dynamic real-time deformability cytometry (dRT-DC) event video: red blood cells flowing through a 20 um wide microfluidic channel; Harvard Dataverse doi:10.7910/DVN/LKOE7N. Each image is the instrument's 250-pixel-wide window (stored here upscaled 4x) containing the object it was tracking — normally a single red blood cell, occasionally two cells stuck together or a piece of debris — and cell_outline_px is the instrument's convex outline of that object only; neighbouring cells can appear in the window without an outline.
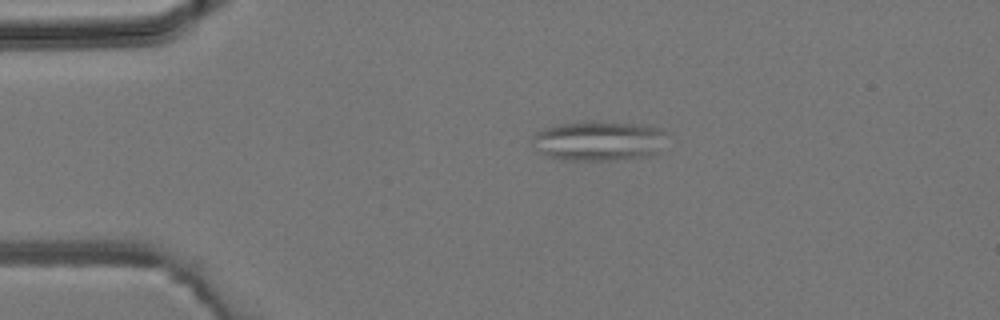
{"species": "common noctule bat (a hibernating species)", "species_latin": "Nyctalus noctula", "temperature_condition": "room temperature", "stored_images_in_passage": 4, "camera_frame_rate_fps": 3000, "um_per_image_px": 0.085, "animal": {"sex": "male", "body_mass_g": 19.2, "forearm_length_mm": 51.8}, "frame": {"image": 1, "passage_image": 3, "time_ms": 2.333, "image_size_px": [1000, 320], "cell_outline_px": [[668, 132], [656, 152], [652, 156], [612, 160], [564, 160], [548, 156], [540, 152], [532, 136], [536, 132], [544, 128], [560, 124], [588, 120], [596, 120], [644, 124], [664, 128]], "centroid_in_image_um": [50.95, 11.94], "position_along_channel_um": 34.0, "area_um2": 31.56}}
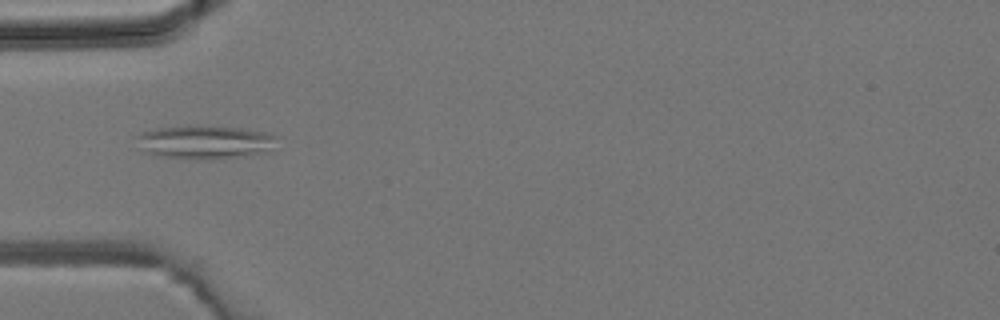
{"frame": {"image": 2, "passage_image": 4, "time_ms": 4.0, "image_size_px": [1000, 320], "cell_outline_px": [[280, 136], [264, 152], [208, 160], [196, 160], [156, 156], [144, 152], [136, 148], [136, 136], [144, 132], [156, 128], [188, 124], [196, 124], [240, 128], [268, 132]], "centroid_in_image_um": [17.3, 12.06], "position_along_channel_um": 67.7, "area_um2": 28.03}}